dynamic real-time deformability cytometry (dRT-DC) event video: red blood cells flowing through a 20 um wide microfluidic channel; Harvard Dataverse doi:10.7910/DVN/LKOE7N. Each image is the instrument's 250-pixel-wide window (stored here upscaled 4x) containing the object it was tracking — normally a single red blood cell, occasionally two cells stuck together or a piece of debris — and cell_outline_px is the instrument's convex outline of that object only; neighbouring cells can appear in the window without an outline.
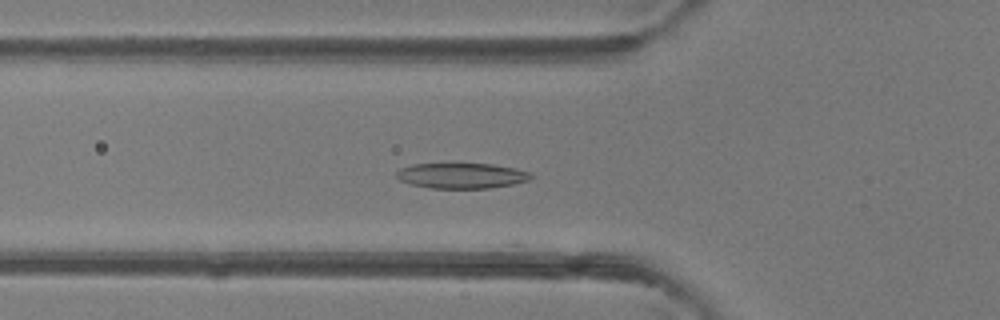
{"species": "common noctule bat (a hibernating species)", "species_latin": "Nyctalus noctula", "temperature_condition": "room temperature", "stored_images_in_passage": 49, "camera_frame_rate_fps": 3000, "um_per_image_px": 0.085, "animal": {"sex": "female"}, "frame": {"image": 1, "passage_image": 17, "time_ms": 5.333, "image_size_px": [1000, 320], "cell_outline_px": [[532, 176], [528, 180], [512, 184], [488, 188], [432, 188], [412, 184], [400, 180], [396, 176], [396, 172], [400, 168], [412, 164], [492, 164], [516, 168], [528, 172]], "centroid_in_image_um": [39.21, 14.93], "position_along_channel_um": 86.6, "area_um2": 19.65}}
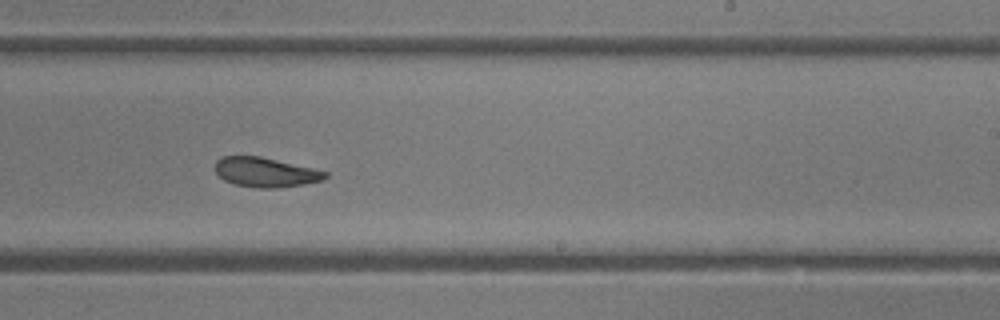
{"frame": {"image": 2, "passage_image": 30, "time_ms": 9.667, "image_size_px": [1000, 320], "cell_outline_px": [[328, 176], [324, 180], [304, 184], [276, 188], [256, 188], [236, 184], [224, 180], [216, 172], [216, 160], [220, 156], [260, 156], [312, 168], [328, 172]], "centroid_in_image_um": [22.57, 14.64], "position_along_channel_um": 266.4, "area_um2": 18.9}}
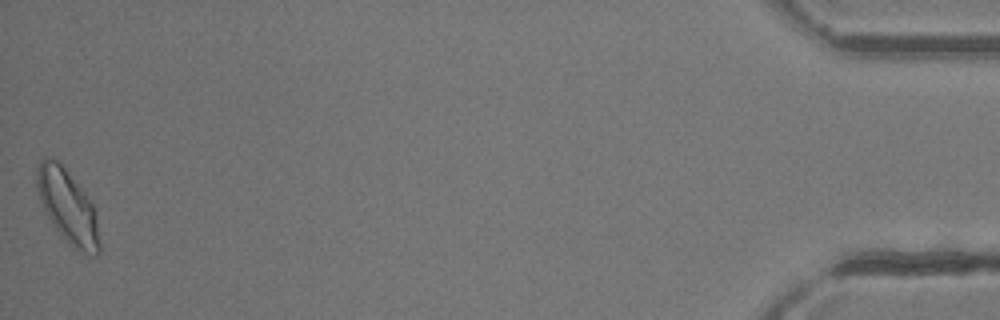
{"frame": {"image": 3, "passage_image": 49, "time_ms": 16.0, "image_size_px": [1000, 320], "cell_outline_px": [[100, 252], [96, 256], [84, 252], [76, 248], [52, 224], [40, 200], [36, 188], [36, 172], [40, 160], [44, 156], [52, 156], [64, 168], [84, 192], [92, 204], [96, 220], [100, 244]], "centroid_in_image_um": [5.73, 17.5], "position_along_channel_um": 429.5, "area_um2": 26.01}, "authors_computed_cell_mechanics": {"area_um2": 20.8658, "velocity_mm_per_s": 4.1404, "shape_relaxation_time_tau1_ms": 3.5289, "shape_relaxation_time_tau2_ms": 3.5844, "deformation_change_tau1": 0.1303, "deformation_change_tau2": 0.1017}}